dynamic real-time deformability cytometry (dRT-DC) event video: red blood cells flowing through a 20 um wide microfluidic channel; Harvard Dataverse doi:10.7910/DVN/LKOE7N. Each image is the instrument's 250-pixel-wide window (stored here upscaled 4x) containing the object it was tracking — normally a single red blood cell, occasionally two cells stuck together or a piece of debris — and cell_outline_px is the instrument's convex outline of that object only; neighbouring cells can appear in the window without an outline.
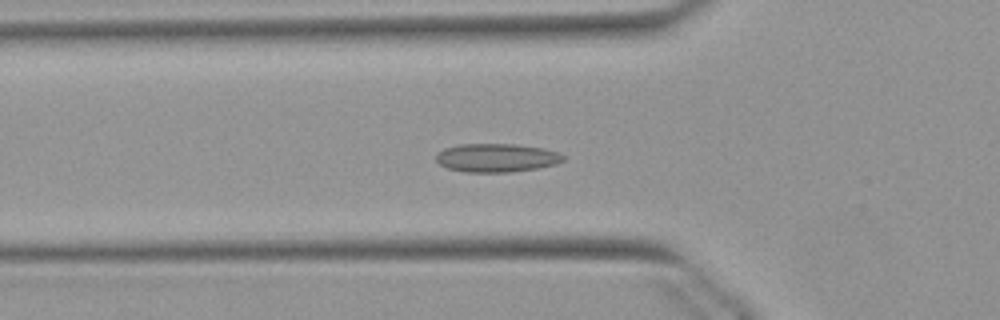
{"species": "Egyptian fruit bat (a non-hibernating species)", "species_latin": "Rousettus aegyptiacus", "temperature_condition": "warm", "stored_images_in_passage": 53, "camera_frame_rate_fps": 3000, "um_per_image_px": 0.085, "animal": {"sex": "female"}, "frame": {"image": 1, "passage_image": 18, "time_ms": 5.667, "image_size_px": [1000, 320], "cell_outline_px": [[564, 160], [556, 164], [536, 168], [512, 172], [464, 172], [448, 168], [440, 164], [436, 160], [436, 156], [444, 148], [460, 144], [516, 144], [544, 148], [560, 152], [564, 156]], "centroid_in_image_um": [42.23, 13.41], "position_along_channel_um": 83.6, "area_um2": 21.15}}
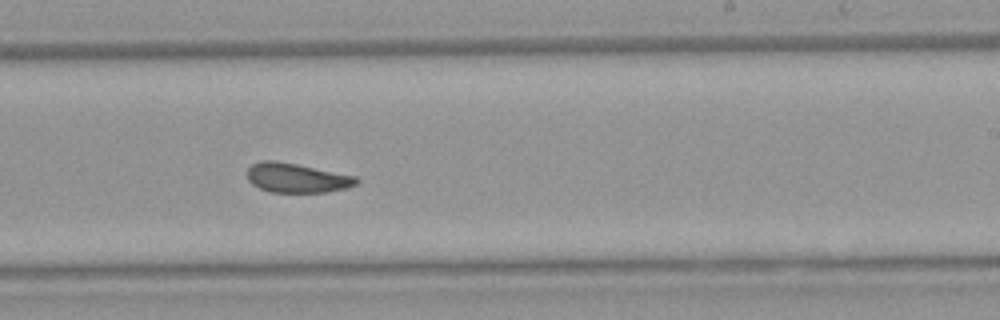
{"frame": {"image": 2, "passage_image": 32, "time_ms": 10.333, "image_size_px": [1000, 320], "cell_outline_px": [[360, 180], [356, 184], [344, 188], [324, 192], [268, 192], [252, 184], [248, 180], [248, 168], [252, 164], [260, 160], [276, 160], [356, 176]], "centroid_in_image_um": [25.19, 15.11], "position_along_channel_um": 263.8, "area_um2": 18.61}}
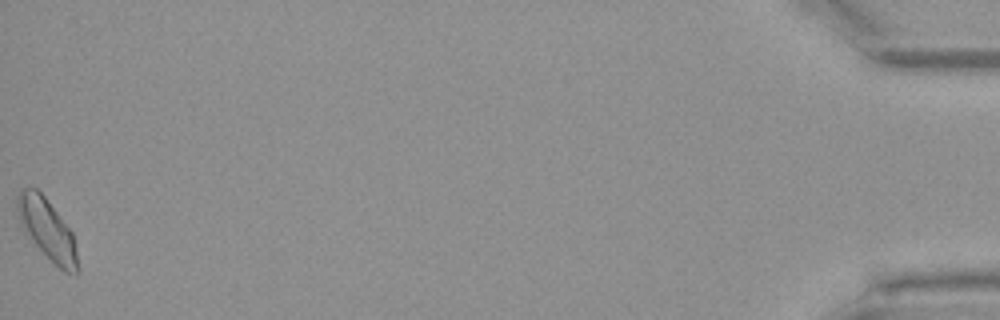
{"frame": {"image": 3, "passage_image": 53, "time_ms": 17.333, "image_size_px": [1000, 320], "cell_outline_px": [[80, 272], [76, 276], [64, 272], [20, 228], [16, 212], [16, 196], [20, 188], [36, 188], [44, 196], [72, 232], [76, 248], [80, 268]], "centroid_in_image_um": [4.0, 19.5], "position_along_channel_um": 431.2, "area_um2": 21.44}, "authors_computed_cell_mechanics": {"area_um2": 19.5364, "velocity_mm_per_s": 3.8674, "shape_relaxation_time_tau1_ms": null, "shape_relaxation_time_tau2_ms": 2.2078, "deformation_change_tau1": null, "deformation_change_tau2": 0.0887}}